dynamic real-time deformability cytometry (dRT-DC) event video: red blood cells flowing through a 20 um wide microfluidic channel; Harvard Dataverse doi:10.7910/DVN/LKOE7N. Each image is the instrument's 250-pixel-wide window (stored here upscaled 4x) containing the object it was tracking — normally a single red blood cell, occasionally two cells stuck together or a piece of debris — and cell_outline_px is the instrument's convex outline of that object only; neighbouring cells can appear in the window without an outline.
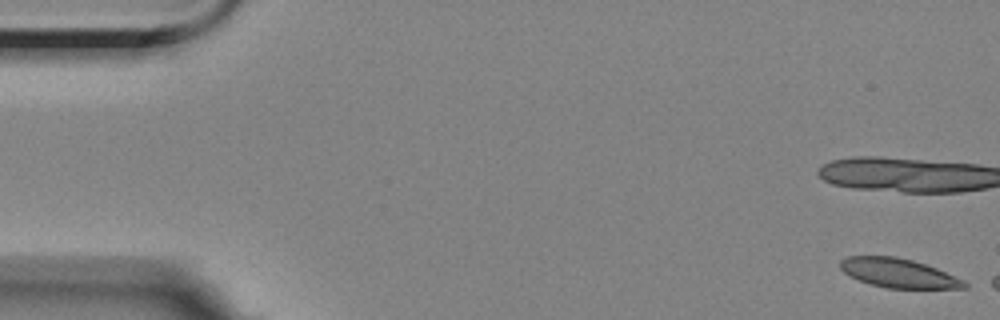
{"species": "Egyptian fruit bat (a non-hibernating species)", "species_latin": "Rousettus aegyptiacus", "temperature_condition": "room temperature", "stored_images_in_passage": 16, "camera_frame_rate_fps": 3000, "um_per_image_px": 0.085, "animal": {"sex": "female"}, "frame": {"image": 1, "passage_image": 1, "time_ms": 0.0, "image_size_px": [1000, 320], "cell_outline_px": [[968, 288], [888, 288], [872, 284], [860, 280], [844, 272], [840, 268], [840, 260], [848, 256], [896, 256], [912, 260], [936, 268], [964, 280], [968, 284]], "centroid_in_image_um": [76.38, 23.2], "position_along_channel_um": 8.6, "area_um2": 20.81}}